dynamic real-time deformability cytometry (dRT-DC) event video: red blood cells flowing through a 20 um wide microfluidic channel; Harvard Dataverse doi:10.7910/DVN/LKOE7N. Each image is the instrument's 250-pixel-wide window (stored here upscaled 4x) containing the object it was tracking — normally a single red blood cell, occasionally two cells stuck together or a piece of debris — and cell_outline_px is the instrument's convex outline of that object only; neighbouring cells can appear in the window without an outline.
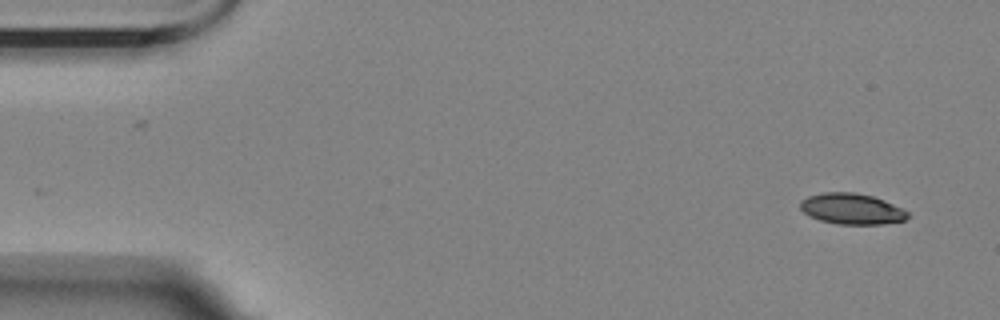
{"species": "Egyptian fruit bat (a non-hibernating species)", "species_latin": "Rousettus aegyptiacus", "temperature_condition": "room temperature", "stored_images_in_passage": 48, "camera_frame_rate_fps": 3000, "um_per_image_px": 0.085, "animal": {"sex": "female"}, "frame": {"image": 1, "passage_image": 1, "time_ms": 0.0, "image_size_px": [1000, 320], "cell_outline_px": [[908, 216], [904, 220], [884, 224], [836, 224], [820, 220], [808, 216], [800, 208], [800, 200], [808, 196], [824, 192], [856, 192], [872, 196], [884, 200], [908, 212]], "centroid_in_image_um": [72.35, 17.75], "position_along_channel_um": 12.6, "area_um2": 19.31}}
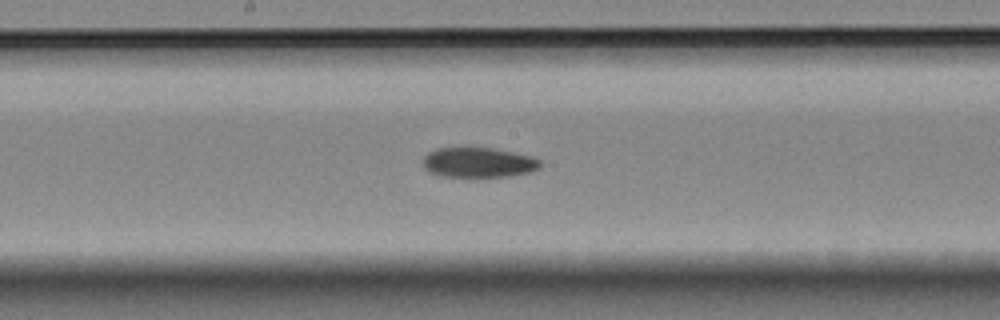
{"frame": {"image": 2, "passage_image": 27, "time_ms": 8.667, "image_size_px": [1000, 320], "cell_outline_px": [[540, 168], [532, 172], [508, 176], [440, 176], [428, 172], [424, 168], [424, 156], [428, 152], [436, 148], [492, 148], [532, 156], [540, 160]], "centroid_in_image_um": [40.67, 13.81], "position_along_channel_um": 207.5, "area_um2": 20.4}}
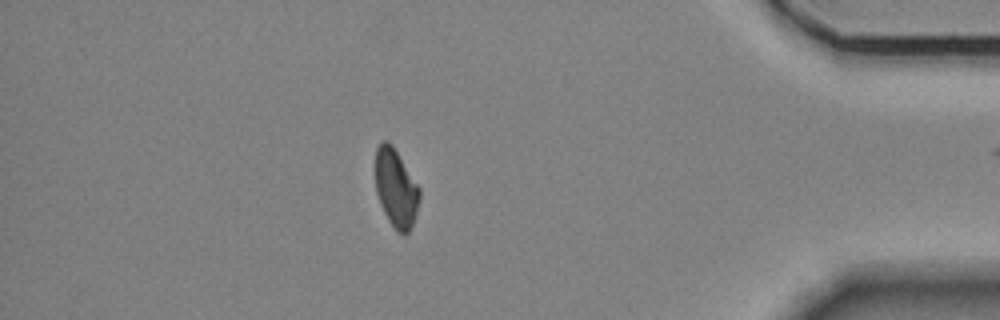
{"frame": {"image": 3, "passage_image": 47, "time_ms": 15.333, "image_size_px": [1000, 320], "cell_outline_px": [[420, 196], [416, 212], [412, 224], [408, 232], [404, 236], [396, 232], [388, 220], [380, 204], [376, 192], [376, 148], [380, 140], [388, 140], [392, 144], [420, 188]], "centroid_in_image_um": [33.64, 15.99], "position_along_channel_um": 401.6, "area_um2": 20.17}}